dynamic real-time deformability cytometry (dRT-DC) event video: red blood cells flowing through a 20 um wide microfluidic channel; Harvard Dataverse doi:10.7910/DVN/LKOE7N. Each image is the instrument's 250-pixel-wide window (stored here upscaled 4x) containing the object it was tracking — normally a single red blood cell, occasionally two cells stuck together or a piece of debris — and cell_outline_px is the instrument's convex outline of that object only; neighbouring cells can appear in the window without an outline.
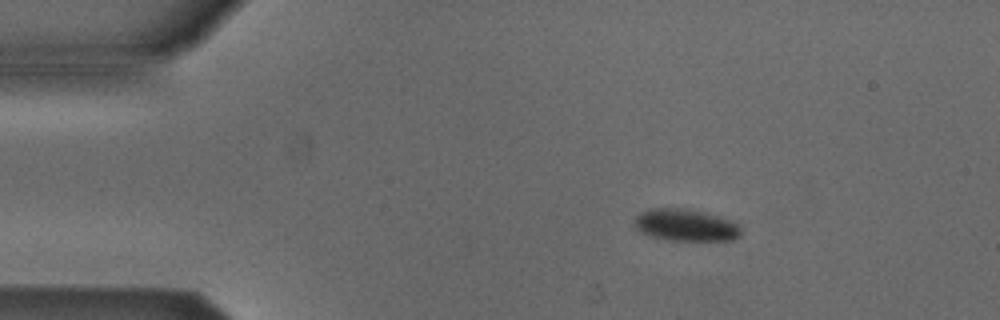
{"species": "Egyptian fruit bat (a non-hibernating species)", "species_latin": "Rousettus aegyptiacus", "temperature_condition": "cold", "stored_images_in_passage": 3, "camera_frame_rate_fps": 3000, "um_per_image_px": 0.085, "animal": {"sex": "male"}, "frame": {"image": 1, "passage_image": 1, "time_ms": 0.0, "image_size_px": [1000, 320], "cell_outline_px": [[740, 236], [732, 240], [668, 240], [648, 236], [640, 232], [636, 228], [636, 216], [640, 212], [648, 208], [680, 208], [700, 212], [716, 216], [728, 220], [736, 224], [740, 228]], "centroid_in_image_um": [58.22, 19.14], "position_along_channel_um": 26.8, "area_um2": 19.54}}
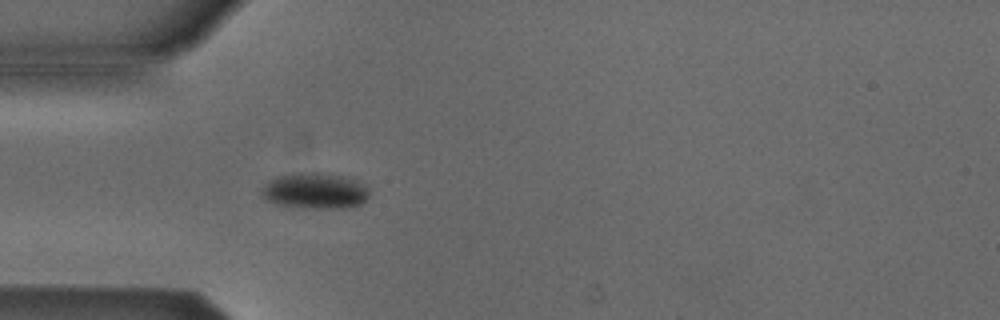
{"frame": {"image": 2, "passage_image": 3, "time_ms": 0.667, "image_size_px": [1000, 320], "cell_outline_px": [[368, 196], [360, 204], [352, 208], [308, 208], [276, 204], [264, 200], [260, 192], [260, 188], [268, 180], [276, 176], [300, 172], [320, 172], [340, 176], [356, 180], [364, 184], [368, 188]], "centroid_in_image_um": [26.72, 16.22], "position_along_channel_um": 58.3, "area_um2": 22.83}}